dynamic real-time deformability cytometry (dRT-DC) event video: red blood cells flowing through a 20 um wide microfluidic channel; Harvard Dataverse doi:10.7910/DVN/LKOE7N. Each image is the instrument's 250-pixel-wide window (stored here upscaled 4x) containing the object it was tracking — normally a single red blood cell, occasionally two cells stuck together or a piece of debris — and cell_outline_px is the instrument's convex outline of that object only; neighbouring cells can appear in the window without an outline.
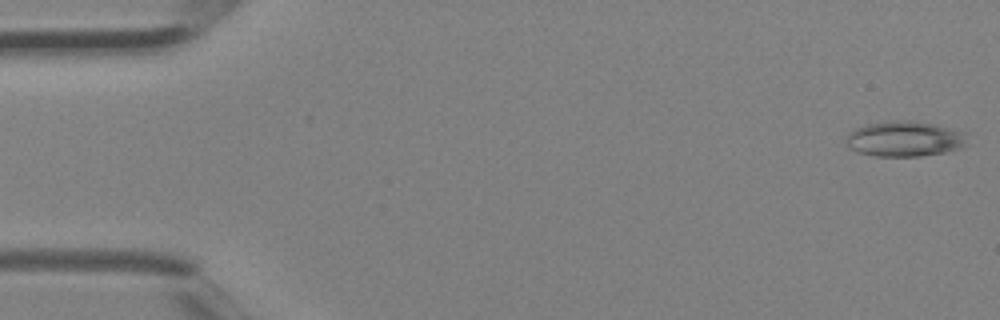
{"species": "Egyptian fruit bat (a non-hibernating species)", "species_latin": "Rousettus aegyptiacus", "temperature_condition": "room temperature", "stored_images_in_passage": 4, "camera_frame_rate_fps": 3000, "um_per_image_px": 0.085, "animal": {"sex": "female"}, "frame": {"image": 1, "passage_image": 1, "time_ms": 0.0, "image_size_px": [1000, 320], "cell_outline_px": [[968, 132], [964, 148], [944, 152], [920, 156], [876, 156], [856, 152], [848, 148], [844, 140], [848, 132], [864, 124], [888, 120], [912, 120], [936, 124]], "centroid_in_image_um": [76.88, 11.79], "position_along_channel_um": 8.1, "area_um2": 25.66}}
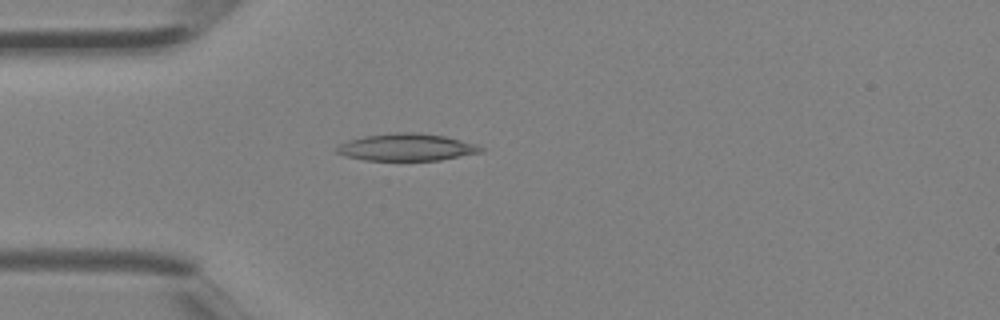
{"frame": {"image": 2, "passage_image": 4, "time_ms": 1.0, "image_size_px": [1000, 320], "cell_outline_px": [[484, 152], [440, 160], [364, 160], [348, 156], [336, 152], [332, 148], [348, 140], [364, 136], [396, 132], [416, 132], [444, 136], [476, 144], [484, 148]], "centroid_in_image_um": [34.56, 12.51], "position_along_channel_um": 50.4, "area_um2": 22.83}}